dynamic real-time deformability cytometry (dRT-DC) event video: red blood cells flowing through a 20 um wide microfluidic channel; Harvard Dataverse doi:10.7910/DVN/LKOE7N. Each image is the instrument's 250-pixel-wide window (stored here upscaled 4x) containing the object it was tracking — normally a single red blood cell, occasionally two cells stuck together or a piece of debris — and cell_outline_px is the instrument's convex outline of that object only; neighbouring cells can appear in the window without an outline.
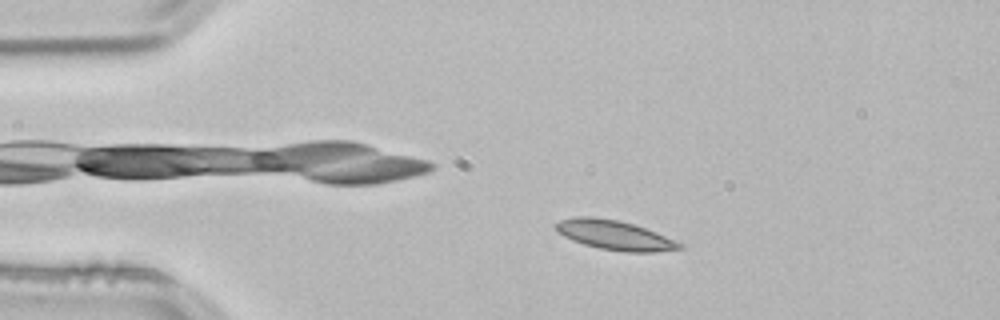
{"species": "common noctule bat (a hibernating species)", "species_latin": "Nyctalus noctula", "temperature_condition": "room temperature", "stored_images_in_passage": 53, "camera_frame_rate_fps": 3000, "um_per_image_px": 0.085, "animal": {"sex": "male", "body_mass_g": 21.5, "forearm_length_mm": 52.0}, "frame": {"image": 1, "passage_image": 10, "time_ms": 3.0, "image_size_px": [1000, 320], "cell_outline_px": [[684, 248], [652, 252], [624, 252], [600, 248], [584, 244], [572, 240], [556, 232], [552, 224], [560, 220], [576, 216], [592, 216], [616, 220], [632, 224], [656, 232], [684, 244]], "centroid_in_image_um": [52.19, 19.98], "position_along_channel_um": 32.8, "area_um2": 21.27}}
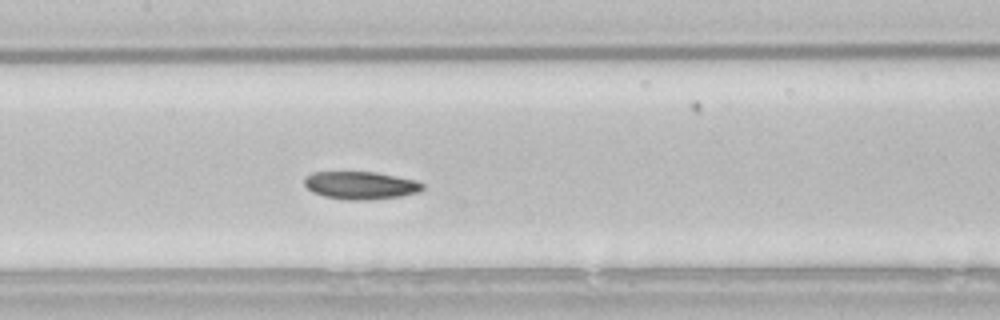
{"frame": {"image": 2, "passage_image": 25, "time_ms": 8.0, "image_size_px": [1000, 320], "cell_outline_px": [[424, 188], [416, 192], [400, 196], [372, 200], [344, 200], [324, 196], [312, 192], [304, 184], [304, 180], [312, 172], [376, 172], [416, 180], [424, 184]], "centroid_in_image_um": [30.65, 15.76], "position_along_channel_um": 176.8, "area_um2": 19.13}}
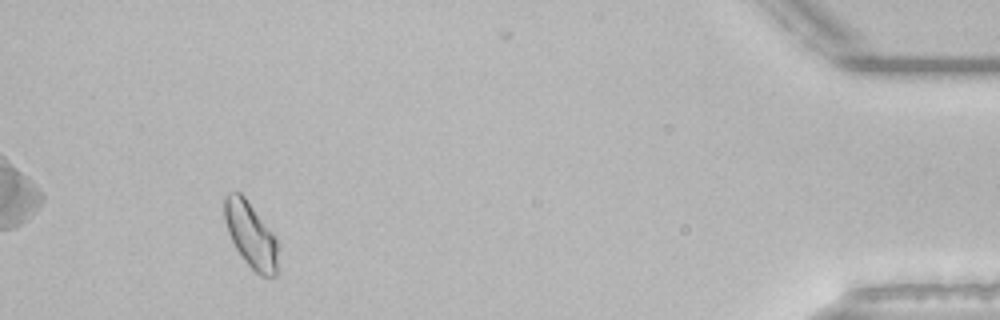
{"frame": {"image": 3, "passage_image": 49, "time_ms": 16.0, "image_size_px": [1000, 320], "cell_outline_px": [[280, 244], [276, 276], [260, 276], [244, 260], [236, 248], [228, 232], [224, 220], [224, 196], [228, 192], [240, 192], [244, 196], [276, 236]], "centroid_in_image_um": [21.35, 19.97], "position_along_channel_um": 413.9, "area_um2": 20.75}, "authors_computed_cell_mechanics": {"area_um2": 19.941, "velocity_mm_per_s": 3.8034, "shape_relaxation_time_tau1_ms": 2.966, "shape_relaxation_time_tau2_ms": 4.8955, "deformation_change_tau1": 0.0999, "deformation_change_tau2": 0.0795}}